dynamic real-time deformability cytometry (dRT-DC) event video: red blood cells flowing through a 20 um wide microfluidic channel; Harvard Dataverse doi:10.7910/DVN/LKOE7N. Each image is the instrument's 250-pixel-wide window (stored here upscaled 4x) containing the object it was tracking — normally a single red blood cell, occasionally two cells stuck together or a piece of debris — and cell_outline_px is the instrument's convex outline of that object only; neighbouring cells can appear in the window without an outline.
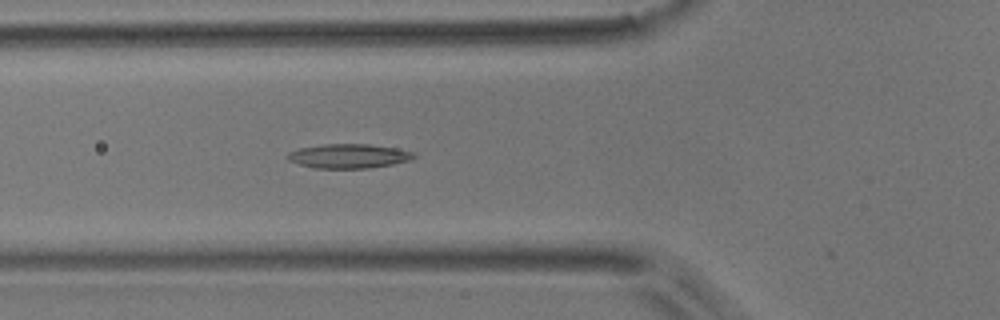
{"species": "common noctule bat (a hibernating species)", "species_latin": "Nyctalus noctula", "temperature_condition": "room temperature", "stored_images_in_passage": 2, "camera_frame_rate_fps": 3000, "um_per_image_px": 0.085, "animal": {"sex": "male", "body_mass_g": 17.9}, "frame": {"image": 1, "passage_image": 2, "time_ms": 1.0, "image_size_px": [1000, 320], "cell_outline_px": [[416, 156], [412, 160], [392, 164], [368, 168], [312, 168], [288, 160], [288, 152], [300, 148], [324, 144], [368, 144], [396, 148], [412, 152]], "centroid_in_image_um": [29.64, 13.26], "position_along_channel_um": 96.2, "area_um2": 17.74}}